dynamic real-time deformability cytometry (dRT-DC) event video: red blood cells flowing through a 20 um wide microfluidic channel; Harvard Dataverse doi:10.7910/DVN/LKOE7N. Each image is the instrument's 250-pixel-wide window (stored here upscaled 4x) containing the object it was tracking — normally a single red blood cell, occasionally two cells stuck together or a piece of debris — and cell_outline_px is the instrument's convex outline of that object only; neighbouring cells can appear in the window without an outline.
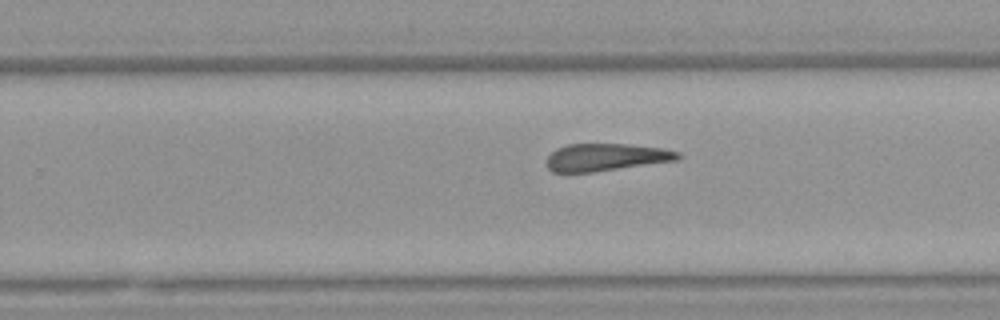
{"species": "Egyptian fruit bat (a non-hibernating species)", "species_latin": "Rousettus aegyptiacus", "temperature_condition": "warm", "stored_images_in_passage": 22, "camera_frame_rate_fps": 3000, "um_per_image_px": 0.085, "animal": {"sex": "female"}, "frame": {"image": 1, "passage_image": 19, "time_ms": 6.0, "image_size_px": [1000, 320], "cell_outline_px": [[684, 156], [680, 160], [592, 172], [552, 172], [548, 168], [544, 160], [556, 148], [568, 144], [628, 144], [664, 148], [680, 152]], "centroid_in_image_um": [51.54, 13.36], "position_along_channel_um": 278.3, "area_um2": 21.27}}